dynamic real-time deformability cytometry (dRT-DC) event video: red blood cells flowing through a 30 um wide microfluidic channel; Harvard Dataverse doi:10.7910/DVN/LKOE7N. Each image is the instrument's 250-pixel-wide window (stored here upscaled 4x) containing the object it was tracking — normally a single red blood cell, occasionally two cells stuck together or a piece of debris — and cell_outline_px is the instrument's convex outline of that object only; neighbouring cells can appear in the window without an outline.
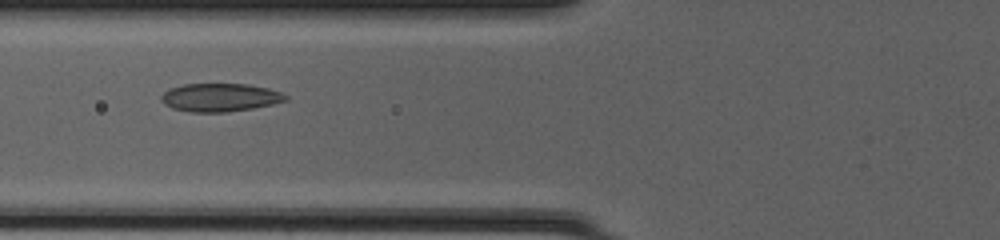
{"species": "common noctule bat (a hibernating species)", "species_latin": "Nyctalus noctula", "temperature_condition": "cold", "stored_images_in_passage": 31, "camera_frame_rate_fps": 3000, "um_per_image_px": 0.085, "animal": {"sex": "female", "body_mass_g": 20.0, "forearm_length_mm": 54.0}, "frame": {"image": 1, "passage_image": 3, "time_ms": 0.667, "image_size_px": [1000, 240], "cell_outline_px": [[288, 100], [272, 104], [252, 108], [224, 112], [192, 112], [172, 108], [164, 104], [160, 100], [160, 96], [168, 88], [184, 84], [248, 84], [268, 88], [280, 92], [288, 96]], "centroid_in_image_um": [18.67, 8.28], "position_along_channel_um": 107.1, "area_um2": 20.46}}
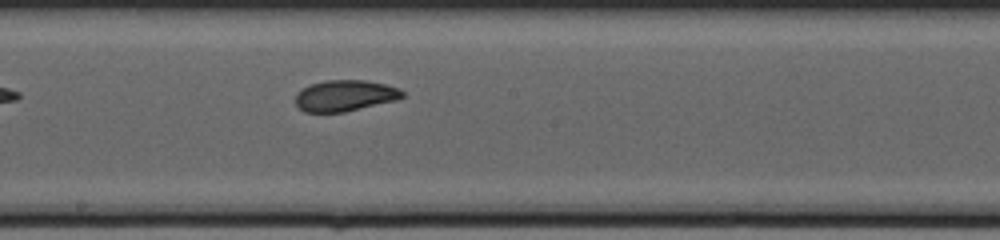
{"frame": {"image": 2, "passage_image": 11, "time_ms": 3.333, "image_size_px": [1000, 240], "cell_outline_px": [[404, 96], [396, 100], [344, 112], [304, 112], [296, 104], [296, 92], [312, 84], [324, 80], [364, 80], [384, 84], [400, 88], [404, 92]], "centroid_in_image_um": [29.33, 8.13], "position_along_channel_um": 218.9, "area_um2": 19.31}}
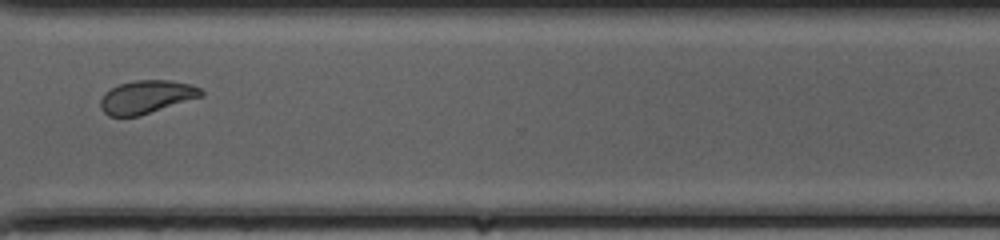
{"frame": {"image": 3, "passage_image": 21, "time_ms": 6.667, "image_size_px": [1000, 240], "cell_outline_px": [[204, 96], [140, 116], [108, 116], [100, 108], [100, 100], [104, 92], [120, 84], [136, 80], [172, 80], [192, 84], [200, 88], [204, 92]], "centroid_in_image_um": [12.48, 8.24], "position_along_channel_um": 358.1, "area_um2": 19.65}}